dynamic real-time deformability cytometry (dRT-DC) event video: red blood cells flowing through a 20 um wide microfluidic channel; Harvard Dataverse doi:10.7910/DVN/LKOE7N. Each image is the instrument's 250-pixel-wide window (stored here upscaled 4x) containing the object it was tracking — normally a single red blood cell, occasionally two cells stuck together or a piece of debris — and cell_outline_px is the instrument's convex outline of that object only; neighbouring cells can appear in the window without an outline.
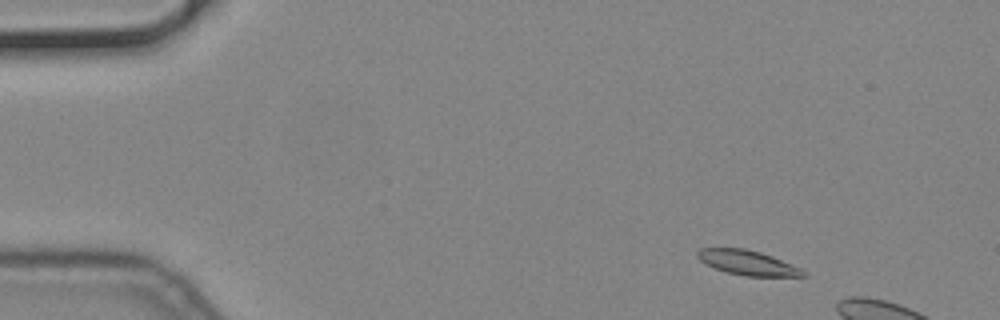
{"species": "common noctule bat (a hibernating species)", "species_latin": "Nyctalus noctula", "temperature_condition": "cold", "stored_images_in_passage": 11, "camera_frame_rate_fps": 3000, "um_per_image_px": 0.085, "animal": {"sex": "male", "body_mass_g": 19.2, "forearm_length_mm": 51.8}, "frame": {"image": 1, "passage_image": 5, "time_ms": 1.333, "image_size_px": [1000, 320], "cell_outline_px": [[808, 276], [744, 276], [728, 272], [716, 268], [700, 260], [696, 256], [696, 252], [700, 248], [744, 248], [760, 252], [772, 256], [800, 268], [808, 272]], "centroid_in_image_um": [63.57, 22.32], "position_along_channel_um": 21.4, "area_um2": 15.09}}